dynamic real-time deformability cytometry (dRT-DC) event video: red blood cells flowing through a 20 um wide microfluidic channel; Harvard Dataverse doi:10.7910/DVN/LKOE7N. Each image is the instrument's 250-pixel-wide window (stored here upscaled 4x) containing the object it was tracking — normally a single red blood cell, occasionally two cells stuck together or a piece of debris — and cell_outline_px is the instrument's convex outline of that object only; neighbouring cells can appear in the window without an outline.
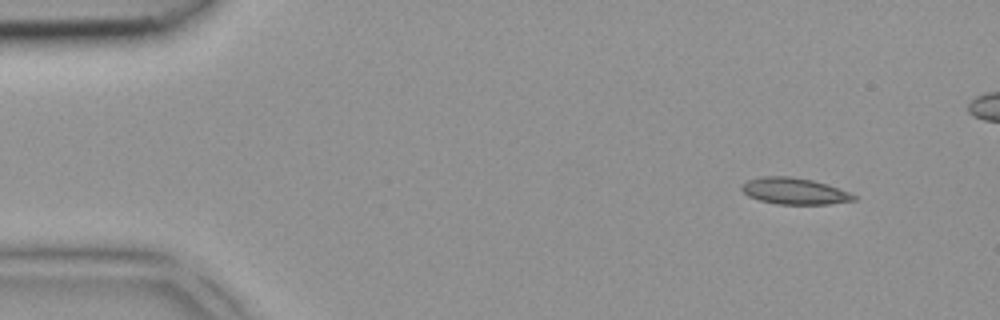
{"species": "common noctule bat (a hibernating species)", "species_latin": "Nyctalus noctula", "temperature_condition": "room temperature", "stored_images_in_passage": 4, "camera_frame_rate_fps": 3000, "um_per_image_px": 0.085, "animal": {"sex": "female", "body_mass_g": 18.4}, "frame": {"image": 1, "passage_image": 1, "time_ms": 0.0, "image_size_px": [1000, 320], "cell_outline_px": [[856, 200], [828, 204], [776, 204], [760, 200], [748, 196], [740, 188], [748, 180], [764, 176], [788, 176], [812, 180], [828, 184], [848, 192], [856, 196]], "centroid_in_image_um": [67.53, 16.24], "position_along_channel_um": 17.5, "area_um2": 17.11}}